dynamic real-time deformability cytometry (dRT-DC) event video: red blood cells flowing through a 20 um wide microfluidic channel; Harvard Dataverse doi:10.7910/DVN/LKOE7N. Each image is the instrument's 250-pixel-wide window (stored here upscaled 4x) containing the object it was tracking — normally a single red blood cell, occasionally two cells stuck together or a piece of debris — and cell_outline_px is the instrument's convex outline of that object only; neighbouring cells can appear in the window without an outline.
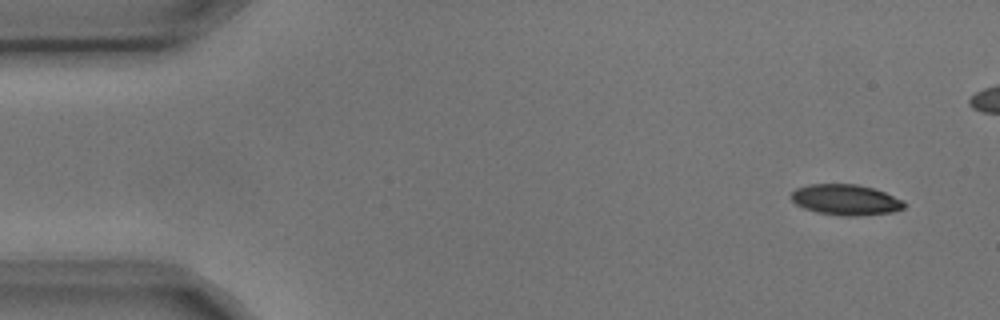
{"species": "common noctule bat (a hibernating species)", "species_latin": "Nyctalus noctula", "temperature_condition": "cold", "stored_images_in_passage": 4, "camera_frame_rate_fps": 3000, "um_per_image_px": 0.085, "animal": {"sex": "male", "body_mass_g": 17.9, "forearm_length_mm": 54.2}, "frame": {"image": 1, "passage_image": 1, "time_ms": 0.0, "image_size_px": [1000, 320], "cell_outline_px": [[908, 204], [904, 208], [892, 212], [856, 216], [840, 216], [816, 212], [804, 208], [796, 204], [792, 200], [792, 192], [796, 188], [808, 184], [856, 184], [872, 188], [884, 192], [904, 200]], "centroid_in_image_um": [71.9, 16.98], "position_along_channel_um": 13.1, "area_um2": 20.29}}